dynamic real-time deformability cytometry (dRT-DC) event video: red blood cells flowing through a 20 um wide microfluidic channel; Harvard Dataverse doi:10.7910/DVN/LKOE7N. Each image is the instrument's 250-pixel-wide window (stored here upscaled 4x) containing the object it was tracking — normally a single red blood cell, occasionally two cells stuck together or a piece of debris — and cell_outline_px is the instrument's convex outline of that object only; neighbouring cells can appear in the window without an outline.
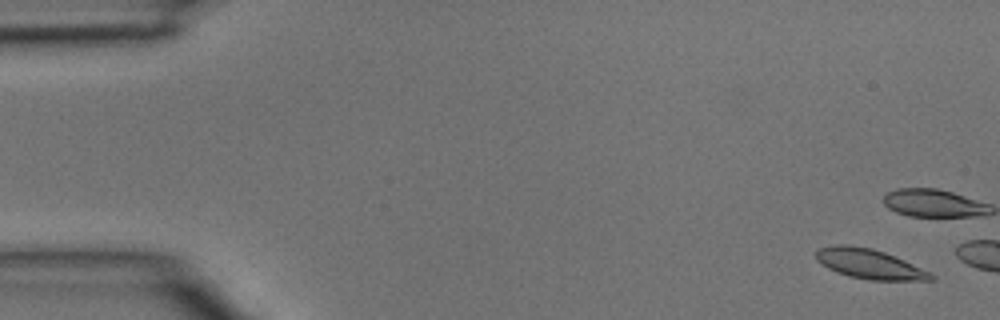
{"species": "common noctule bat (a hibernating species)", "species_latin": "Nyctalus noctula", "temperature_condition": "room temperature", "stored_images_in_passage": 2, "camera_frame_rate_fps": 3000, "um_per_image_px": 0.085, "animal": {"sex": "male", "body_mass_g": 15.6}, "frame": {"image": 1, "passage_image": 1, "time_ms": 0.0, "image_size_px": [1000, 320], "cell_outline_px": [[936, 280], [868, 280], [848, 276], [836, 272], [828, 268], [816, 260], [816, 252], [820, 248], [836, 244], [848, 244], [872, 248], [884, 252], [904, 260], [936, 276]], "centroid_in_image_um": [73.87, 22.43], "position_along_channel_um": 11.1, "area_um2": 19.88}}